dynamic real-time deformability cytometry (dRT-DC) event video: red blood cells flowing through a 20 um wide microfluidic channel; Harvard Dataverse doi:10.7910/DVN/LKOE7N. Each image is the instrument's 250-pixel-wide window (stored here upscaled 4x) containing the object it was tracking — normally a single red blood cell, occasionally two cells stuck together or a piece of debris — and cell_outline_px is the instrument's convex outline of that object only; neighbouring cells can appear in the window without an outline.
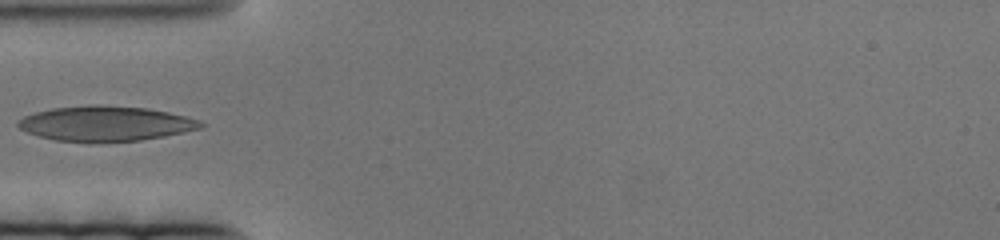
{"species": "human", "species_latin": "Homo sapiens", "temperature_condition": "cold", "stored_images_in_passage": 58, "camera_frame_rate_fps": 3000, "um_per_image_px": 0.085, "donor": {"sex": "female"}, "frame": {"image": 1, "passage_image": 1, "time_ms": 0.0, "image_size_px": [1000, 240], "cell_outline_px": [[204, 124], [200, 128], [184, 132], [164, 136], [140, 140], [92, 144], [56, 140], [40, 136], [28, 132], [20, 128], [16, 124], [24, 116], [36, 112], [52, 108], [88, 104], [100, 104], [148, 108], [168, 112], [200, 120]], "centroid_in_image_um": [8.96, 10.51], "position_along_channel_um": 76.0, "area_um2": 37.74}}
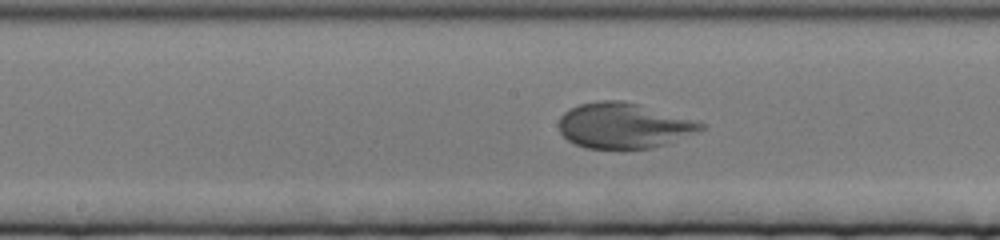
{"frame": {"image": 2, "passage_image": 16, "time_ms": 5.0, "image_size_px": [1000, 240], "cell_outline_px": [[708, 128], [664, 144], [652, 148], [584, 148], [568, 140], [560, 132], [560, 116], [564, 112], [580, 104], [600, 100], [624, 100], [640, 104], [708, 124]], "centroid_in_image_um": [53.04, 10.66], "position_along_channel_um": 195.2, "area_um2": 37.45}}
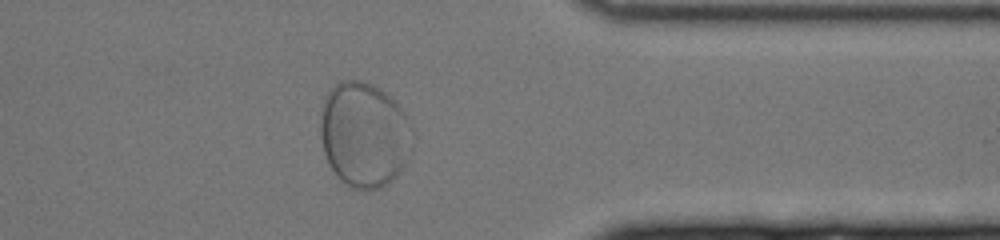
{"frame": {"image": 3, "passage_image": 41, "time_ms": 13.333, "image_size_px": [1000, 240], "cell_outline_px": [[412, 148], [408, 160], [404, 168], [392, 180], [380, 188], [368, 192], [352, 188], [340, 180], [336, 176], [324, 152], [320, 136], [320, 124], [324, 100], [328, 88], [340, 80], [360, 80], [372, 84], [384, 92], [408, 116]], "centroid_in_image_um": [30.95, 11.47], "position_along_channel_um": 380.5, "area_um2": 56.76}}